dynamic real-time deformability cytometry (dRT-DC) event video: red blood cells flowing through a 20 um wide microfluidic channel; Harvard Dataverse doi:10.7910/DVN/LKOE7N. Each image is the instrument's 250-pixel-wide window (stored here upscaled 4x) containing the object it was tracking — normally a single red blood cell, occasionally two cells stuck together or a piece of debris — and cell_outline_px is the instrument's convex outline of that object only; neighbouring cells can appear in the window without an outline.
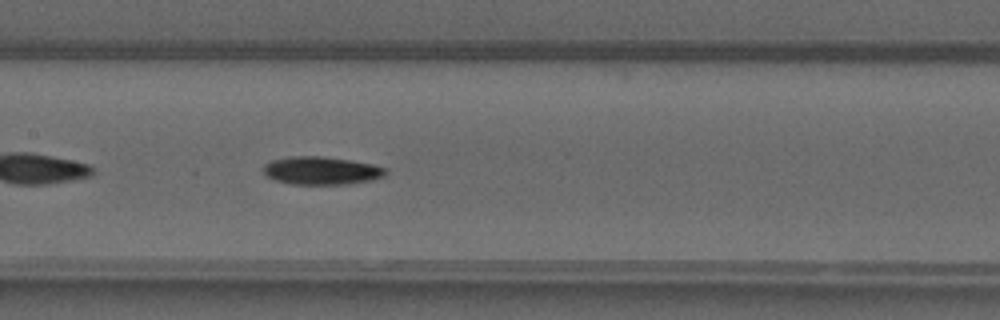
{"species": "common noctule bat (a hibernating species)", "species_latin": "Nyctalus noctula", "temperature_condition": "warm", "stored_images_in_passage": 37, "camera_frame_rate_fps": 3000, "um_per_image_px": 0.085, "animal": {"sex": "male", "forearm_length_mm": 52.5}, "frame": {"image": 1, "passage_image": 12, "time_ms": 3.667, "image_size_px": [1000, 320], "cell_outline_px": [[388, 172], [384, 176], [372, 180], [348, 184], [288, 184], [264, 176], [264, 164], [272, 160], [292, 156], [320, 156], [348, 160], [372, 164], [388, 168]], "centroid_in_image_um": [27.32, 14.51], "position_along_channel_um": 180.1, "area_um2": 20.0}}
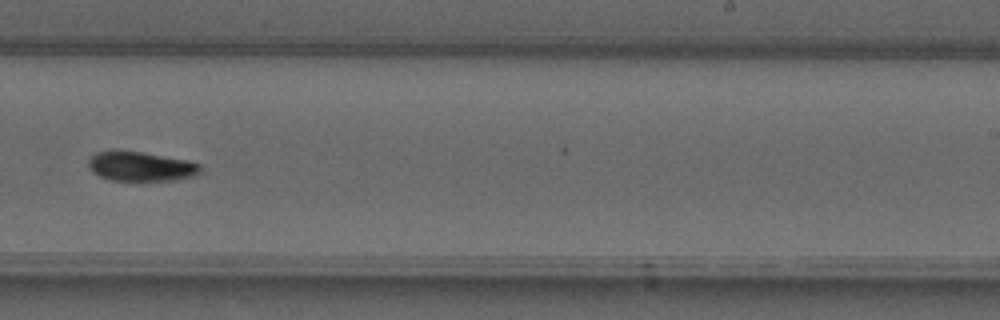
{"frame": {"image": 2, "passage_image": 19, "time_ms": 6.0, "image_size_px": [1000, 320], "cell_outline_px": [[204, 172], [196, 176], [176, 180], [112, 180], [100, 176], [92, 172], [88, 168], [88, 156], [96, 152], [140, 152], [188, 160], [200, 164]], "centroid_in_image_um": [12.02, 14.16], "position_along_channel_um": 277.0, "area_um2": 19.19}}
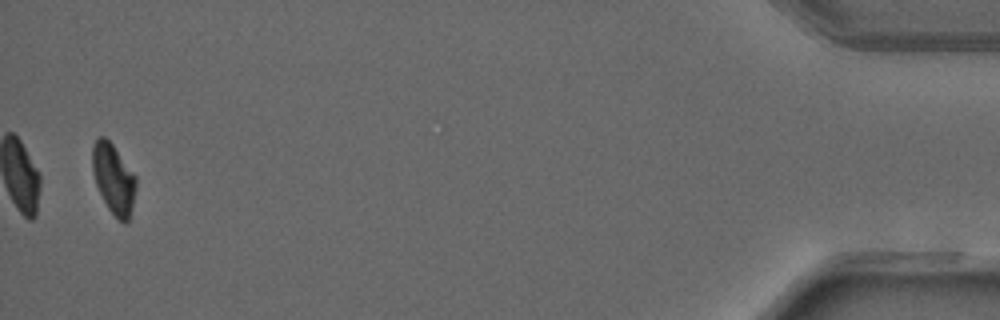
{"frame": {"image": 3, "passage_image": 36, "time_ms": 11.667, "image_size_px": [1000, 320], "cell_outline_px": [[136, 188], [128, 220], [124, 224], [108, 208], [96, 184], [92, 172], [92, 144], [100, 136], [104, 136], [112, 144], [136, 176]], "centroid_in_image_um": [9.63, 15.16], "position_along_channel_um": 425.6, "area_um2": 17.46}, "authors_computed_cell_mechanics": {"area_um2": 19.5364, "velocity_mm_per_s": 4.1897, "shape_relaxation_time_tau1_ms": 8.7246, "shape_relaxation_time_tau2_ms": null, "deformation_change_tau1": 0.2604, "deformation_change_tau2": null}}